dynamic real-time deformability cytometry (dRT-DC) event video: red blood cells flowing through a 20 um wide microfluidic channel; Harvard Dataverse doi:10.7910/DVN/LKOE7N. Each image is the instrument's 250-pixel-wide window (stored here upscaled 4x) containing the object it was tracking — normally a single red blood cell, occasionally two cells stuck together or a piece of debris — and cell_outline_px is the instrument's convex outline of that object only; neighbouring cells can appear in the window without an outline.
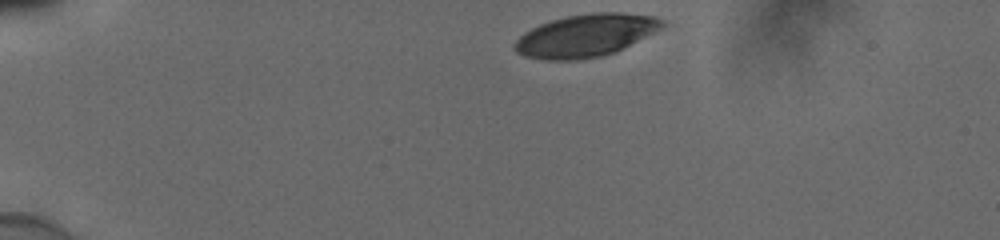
{"species": "human", "species_latin": "Homo sapiens", "temperature_condition": "cold", "stored_images_in_passage": 36, "camera_frame_rate_fps": 3000, "um_per_image_px": 0.085, "donor": {"sex": "male"}, "frame": {"image": 1, "passage_image": 1, "time_ms": 0.0, "image_size_px": [1000, 240], "cell_outline_px": [[668, 24], [616, 52], [600, 56], [580, 60], [544, 60], [524, 56], [516, 52], [516, 40], [524, 32], [540, 24], [564, 16], [592, 12], [620, 12], [656, 16], [664, 20]], "centroid_in_image_um": [49.8, 3.01], "position_along_channel_um": 35.2, "area_um2": 36.65}}
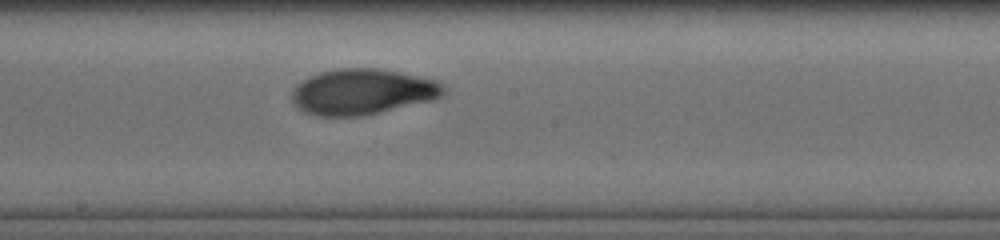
{"frame": {"image": 2, "passage_image": 21, "time_ms": 6.667, "image_size_px": [1000, 240], "cell_outline_px": [[448, 92], [444, 96], [436, 100], [364, 116], [316, 116], [304, 112], [292, 100], [292, 88], [300, 80], [308, 76], [320, 72], [340, 68], [376, 68], [400, 72], [436, 80], [444, 84], [448, 88]], "centroid_in_image_um": [30.87, 7.8], "position_along_channel_um": 217.3, "area_um2": 41.15}}
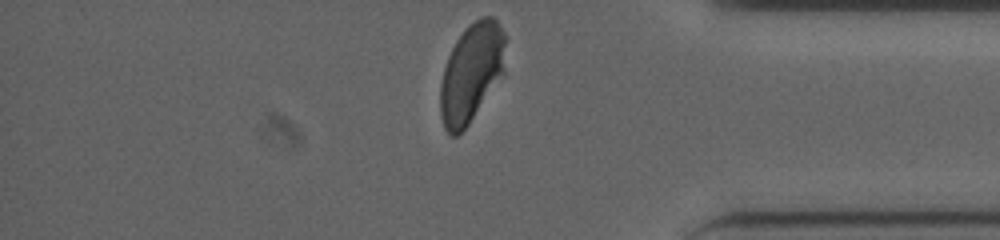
{"frame": {"image": 3, "passage_image": 36, "time_ms": 11.667, "image_size_px": [1000, 240], "cell_outline_px": [[504, 72], [468, 124], [456, 136], [452, 136], [444, 128], [440, 116], [440, 84], [444, 68], [448, 56], [456, 40], [464, 28], [468, 24], [480, 16], [492, 16], [496, 20], [504, 32]], "centroid_in_image_um": [40.04, 6.15], "position_along_channel_um": 395.2, "area_um2": 37.22}, "authors_computed_cell_mechanics": {"area_um2": 39.9109, "velocity_mm_per_s": 3.8453, "shape_relaxation_time_tau1_ms": 5.4372, "shape_relaxation_time_tau2_ms": 1.2182, "deformation_change_tau1": 0.1822, "deformation_change_tau2": 0.0554}}